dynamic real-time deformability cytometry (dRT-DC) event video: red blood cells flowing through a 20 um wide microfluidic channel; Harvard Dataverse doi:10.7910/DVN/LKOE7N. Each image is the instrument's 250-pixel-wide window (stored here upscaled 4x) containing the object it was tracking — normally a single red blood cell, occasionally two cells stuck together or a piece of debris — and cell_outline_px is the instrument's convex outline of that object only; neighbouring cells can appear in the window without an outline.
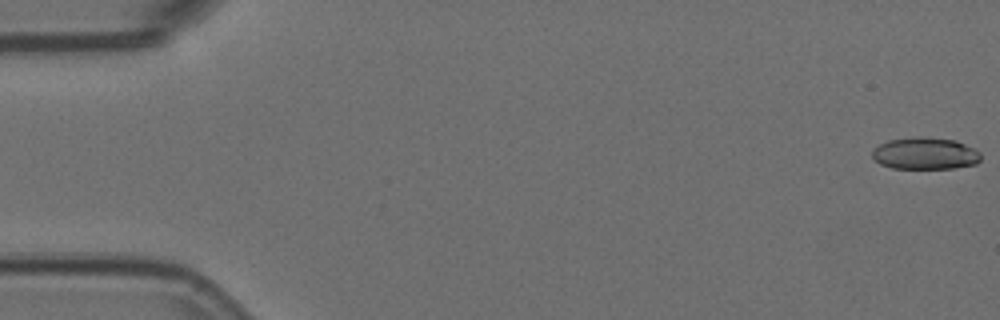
{"species": "Egyptian fruit bat (a non-hibernating species)", "species_latin": "Rousettus aegyptiacus", "temperature_condition": "room temperature", "stored_images_in_passage": 57, "camera_frame_rate_fps": 3000, "um_per_image_px": 0.085, "animal": {"sex": "female"}, "frame": {"image": 1, "passage_image": 1, "time_ms": 0.0, "image_size_px": [1000, 320], "cell_outline_px": [[980, 160], [976, 164], [952, 168], [892, 168], [880, 164], [872, 156], [872, 148], [888, 140], [920, 136], [924, 136], [956, 140], [980, 152]], "centroid_in_image_um": [78.62, 13.03], "position_along_channel_um": 6.4, "area_um2": 20.23}}
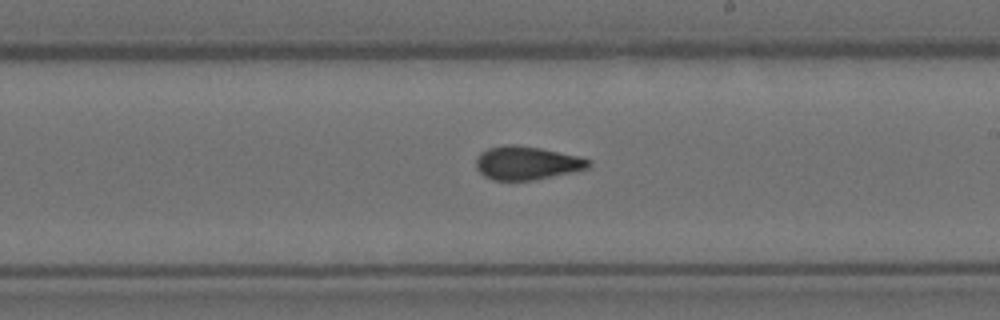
{"frame": {"image": 2, "passage_image": 33, "time_ms": 10.667, "image_size_px": [1000, 320], "cell_outline_px": [[592, 164], [588, 168], [536, 180], [492, 180], [484, 176], [476, 168], [476, 156], [480, 152], [488, 148], [504, 144], [516, 144], [540, 148], [580, 156], [592, 160]], "centroid_in_image_um": [44.77, 13.84], "position_along_channel_um": 244.2, "area_um2": 22.2}}
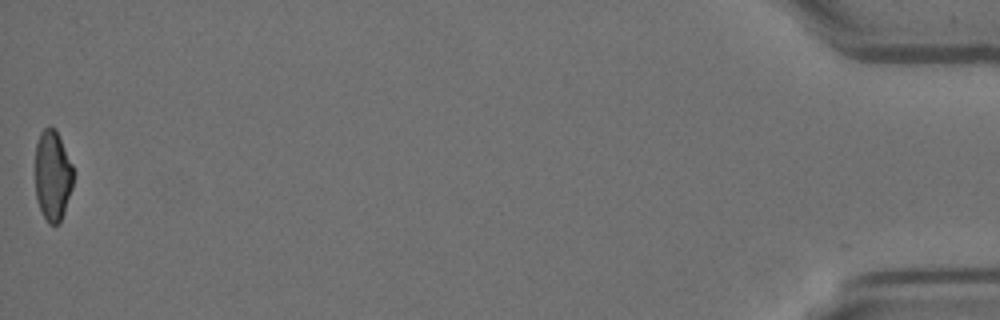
{"frame": {"image": 3, "passage_image": 57, "time_ms": 18.667, "image_size_px": [1000, 320], "cell_outline_px": [[72, 188], [60, 224], [48, 224], [36, 200], [36, 144], [40, 132], [48, 124], [56, 128], [72, 164]], "centroid_in_image_um": [4.47, 14.89], "position_along_channel_um": 430.7, "area_um2": 20.11}, "authors_computed_cell_mechanics": {"area_um2": 21.675, "velocity_mm_per_s": 3.5911, "shape_relaxation_time_tau1_ms": 6.5037, "shape_relaxation_time_tau2_ms": 1.5684, "deformation_change_tau1": 0.1657, "deformation_change_tau2": 0.0847}}